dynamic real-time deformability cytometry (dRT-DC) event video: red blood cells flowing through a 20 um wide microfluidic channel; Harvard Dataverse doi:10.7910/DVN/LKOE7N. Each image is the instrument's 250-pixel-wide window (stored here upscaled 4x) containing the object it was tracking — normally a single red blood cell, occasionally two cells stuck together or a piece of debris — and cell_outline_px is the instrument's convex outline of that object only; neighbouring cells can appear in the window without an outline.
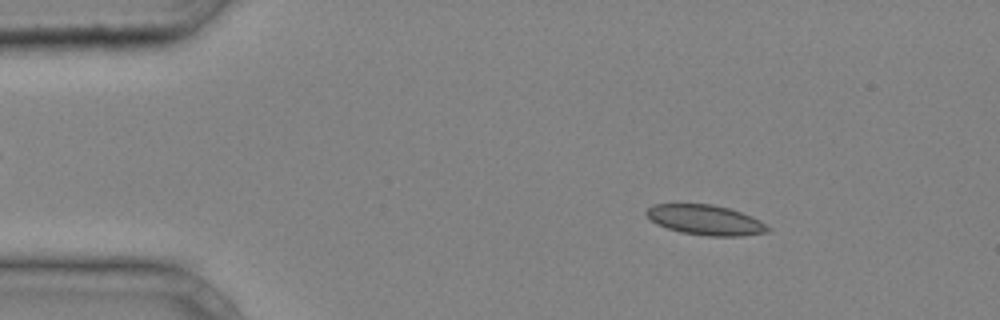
{"species": "common noctule bat (a hibernating species)", "species_latin": "Nyctalus noctula", "temperature_condition": "cold", "stored_images_in_passage": 38, "camera_frame_rate_fps": 3000, "um_per_image_px": 0.085, "animal": {"sex": "male", "body_mass_g": 20.4}, "frame": {"image": 1, "passage_image": 3, "time_ms": 0.667, "image_size_px": [1000, 320], "cell_outline_px": [[772, 228], [768, 232], [740, 236], [708, 236], [680, 232], [656, 224], [644, 212], [648, 208], [656, 204], [712, 204], [728, 208], [752, 216], [760, 220]], "centroid_in_image_um": [59.99, 18.7], "position_along_channel_um": 25.0, "area_um2": 21.21}}
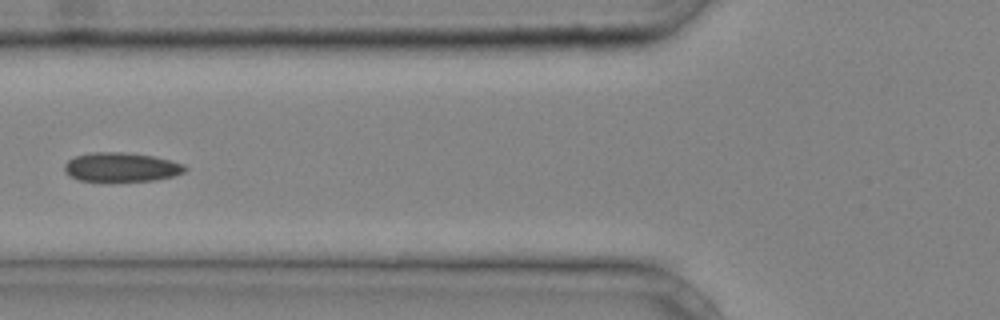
{"frame": {"image": 2, "passage_image": 13, "time_ms": 4.0, "image_size_px": [1000, 320], "cell_outline_px": [[188, 168], [184, 172], [172, 176], [156, 180], [80, 180], [68, 176], [64, 172], [64, 164], [68, 160], [76, 156], [92, 152], [124, 152], [152, 156], [172, 160], [184, 164]], "centroid_in_image_um": [10.31, 14.19], "position_along_channel_um": 115.5, "area_um2": 20.29}}
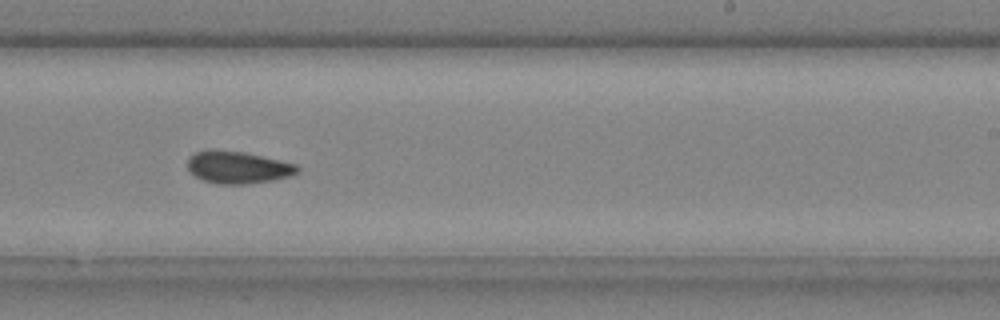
{"frame": {"image": 3, "passage_image": 23, "time_ms": 7.333, "image_size_px": [1000, 320], "cell_outline_px": [[300, 172], [292, 176], [272, 180], [244, 184], [220, 184], [204, 180], [196, 176], [188, 168], [188, 156], [196, 152], [244, 152], [280, 160], [296, 164], [300, 168]], "centroid_in_image_um": [20.3, 14.25], "position_along_channel_um": 268.7, "area_um2": 20.06}}